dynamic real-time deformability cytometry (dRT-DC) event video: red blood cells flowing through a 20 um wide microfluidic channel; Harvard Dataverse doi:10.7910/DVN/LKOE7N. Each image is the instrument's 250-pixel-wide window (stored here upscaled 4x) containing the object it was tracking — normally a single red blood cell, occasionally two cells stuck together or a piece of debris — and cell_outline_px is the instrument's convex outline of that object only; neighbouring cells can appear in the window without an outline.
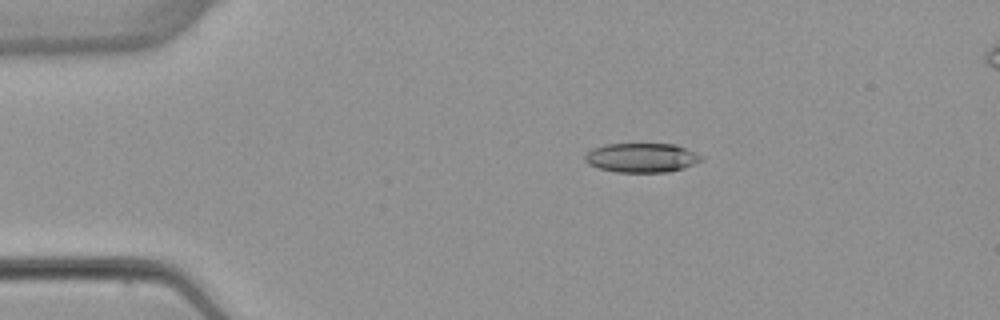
{"species": "common noctule bat (a hibernating species)", "species_latin": "Nyctalus noctula", "temperature_condition": "warm", "stored_images_in_passage": 3, "camera_frame_rate_fps": 3000, "um_per_image_px": 0.085, "animal": {"sex": "female", "body_mass_g": 22.7, "forearm_length_mm": 54.2}, "frame": {"image": 1, "passage_image": 1, "time_ms": 0.0, "image_size_px": [1000, 320], "cell_outline_px": [[704, 160], [684, 168], [668, 172], [616, 172], [600, 168], [588, 164], [584, 160], [584, 156], [592, 148], [604, 144], [676, 144], [704, 156]], "centroid_in_image_um": [54.56, 13.4], "position_along_channel_um": 30.4, "area_um2": 20.0}}